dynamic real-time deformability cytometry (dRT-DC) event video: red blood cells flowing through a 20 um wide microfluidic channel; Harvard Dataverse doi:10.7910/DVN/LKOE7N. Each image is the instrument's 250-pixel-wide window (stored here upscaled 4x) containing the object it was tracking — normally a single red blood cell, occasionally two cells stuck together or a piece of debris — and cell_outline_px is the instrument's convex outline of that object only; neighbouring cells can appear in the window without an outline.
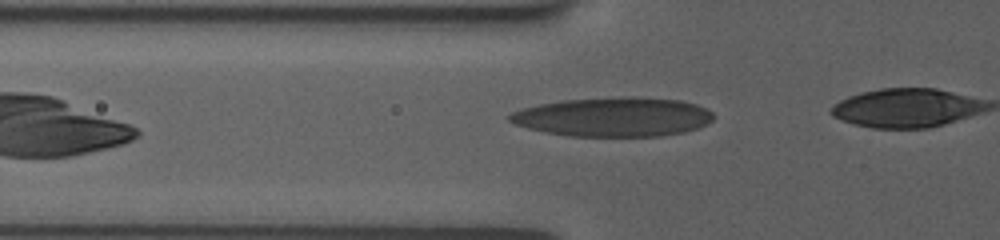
{"species": "human", "species_latin": "Homo sapiens", "temperature_condition": "room temperature", "stored_images_in_passage": 7, "camera_frame_rate_fps": 3000, "um_per_image_px": 0.085, "donor": {"sex": "female"}, "frame": {"image": 1, "passage_image": 3, "time_ms": 0.667, "image_size_px": [1000, 240], "cell_outline_px": [[716, 116], [712, 120], [696, 128], [684, 132], [660, 136], [568, 136], [544, 132], [528, 128], [516, 124], [508, 120], [504, 116], [520, 108], [560, 100], [620, 96], [636, 96], [680, 100], [696, 104], [708, 108]], "centroid_in_image_um": [52.11, 9.92], "position_along_channel_um": 73.7, "area_um2": 47.11}}